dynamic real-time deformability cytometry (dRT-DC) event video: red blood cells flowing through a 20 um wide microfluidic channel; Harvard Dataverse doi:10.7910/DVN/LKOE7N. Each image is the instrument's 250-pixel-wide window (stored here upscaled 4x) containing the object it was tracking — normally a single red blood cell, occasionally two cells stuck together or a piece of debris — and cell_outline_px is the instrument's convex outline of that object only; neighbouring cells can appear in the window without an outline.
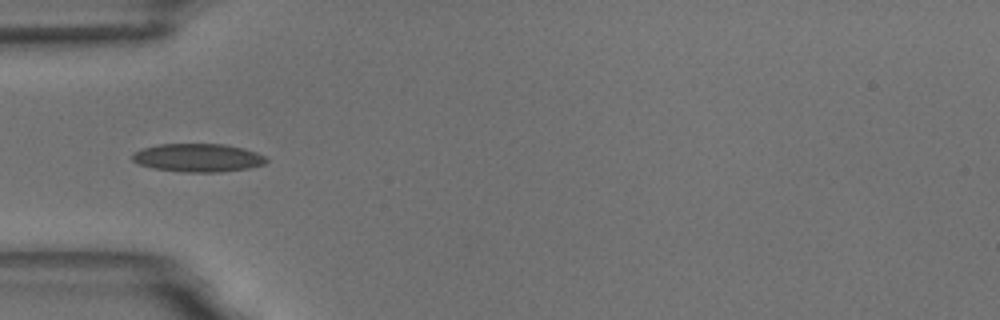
{"species": "common noctule bat (a hibernating species)", "species_latin": "Nyctalus noctula", "temperature_condition": "room temperature", "stored_images_in_passage": 40, "camera_frame_rate_fps": 3000, "um_per_image_px": 0.085, "animal": {"sex": "male", "body_mass_g": 18.8}, "frame": {"image": 1, "passage_image": 1, "time_ms": 0.0, "image_size_px": [1000, 320], "cell_outline_px": [[268, 160], [264, 164], [248, 168], [220, 172], [184, 172], [152, 168], [140, 164], [132, 160], [132, 152], [144, 148], [160, 144], [224, 144], [244, 148], [256, 152], [264, 156]], "centroid_in_image_um": [16.82, 13.41], "position_along_channel_um": 68.2, "area_um2": 22.02}}
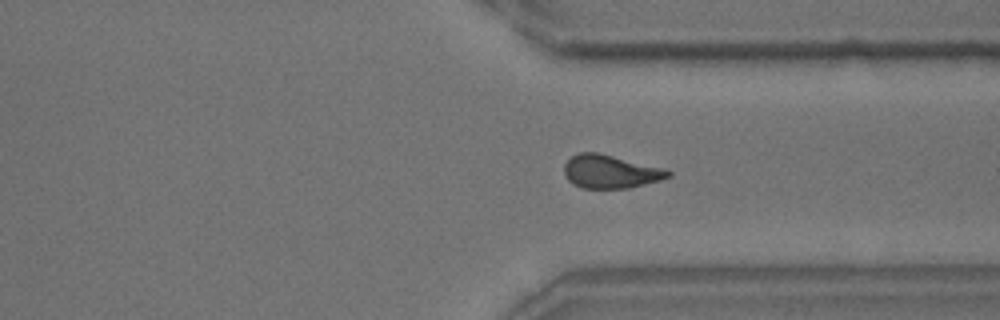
{"frame": {"image": 2, "passage_image": 26, "time_ms": 8.333, "image_size_px": [1000, 320], "cell_outline_px": [[672, 176], [660, 180], [628, 188], [580, 188], [572, 184], [564, 176], [564, 164], [572, 156], [580, 152], [596, 152], [664, 168], [672, 172]], "centroid_in_image_um": [51.86, 14.59], "position_along_channel_um": 359.5, "area_um2": 20.17}}
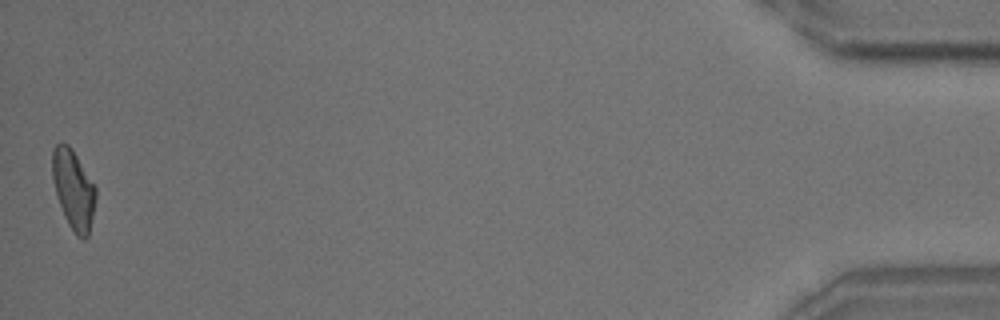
{"frame": {"image": 3, "passage_image": 40, "time_ms": 13.0, "image_size_px": [1000, 320], "cell_outline_px": [[96, 200], [88, 236], [84, 240], [76, 236], [68, 224], [64, 216], [56, 196], [52, 176], [52, 152], [56, 144], [68, 144], [72, 148], [96, 188]], "centroid_in_image_um": [6.24, 16.13], "position_along_channel_um": 429.0, "area_um2": 20.06}, "authors_computed_cell_mechanics": {"area_um2": 20.2011, "velocity_mm_per_s": 3.4902, "shape_relaxation_time_tau1_ms": 5.5132, "shape_relaxation_time_tau2_ms": 1.5879, "deformation_change_tau1": 0.1687, "deformation_change_tau2": 0.0979}}